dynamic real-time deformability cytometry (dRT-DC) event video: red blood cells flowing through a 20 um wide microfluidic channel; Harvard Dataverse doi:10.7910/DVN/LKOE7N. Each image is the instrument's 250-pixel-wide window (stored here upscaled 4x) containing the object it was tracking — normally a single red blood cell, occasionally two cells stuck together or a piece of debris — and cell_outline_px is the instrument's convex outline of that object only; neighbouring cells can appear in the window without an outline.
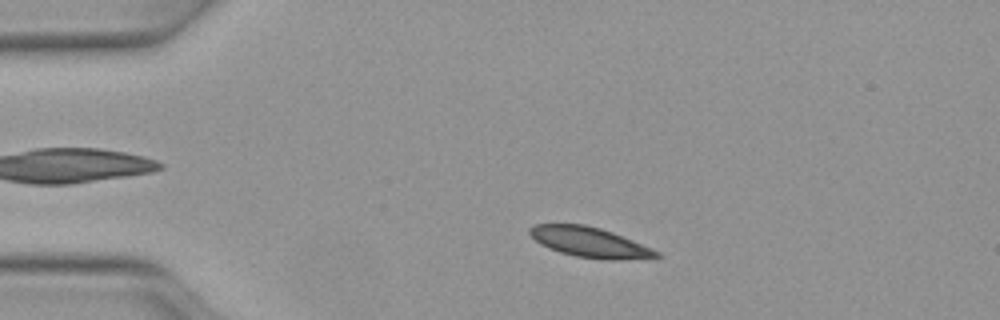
{"species": "Egyptian fruit bat (a non-hibernating species)", "species_latin": "Rousettus aegyptiacus", "temperature_condition": "warm", "stored_images_in_passage": 46, "camera_frame_rate_fps": 3000, "um_per_image_px": 0.085, "animal": {"sex": "female"}, "frame": {"image": 1, "passage_image": 7, "time_ms": 2.0, "image_size_px": [1000, 320], "cell_outline_px": [[664, 256], [616, 260], [600, 260], [576, 256], [560, 252], [548, 248], [540, 244], [528, 232], [528, 228], [536, 224], [584, 224], [600, 228], [612, 232], [652, 248], [660, 252]], "centroid_in_image_um": [50.12, 20.59], "position_along_channel_um": 34.9, "area_um2": 22.2}}
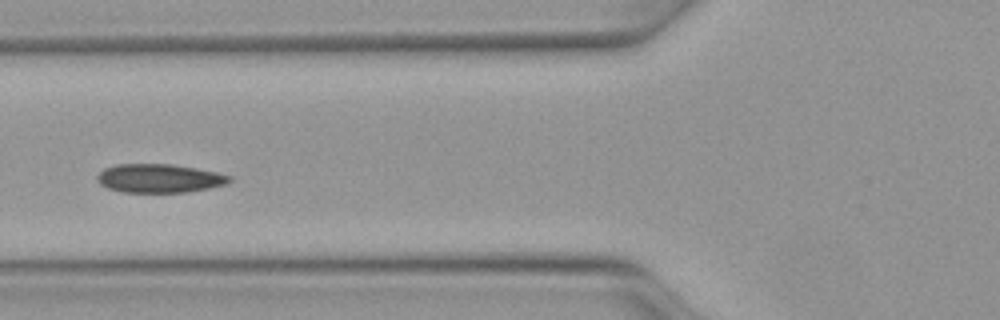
{"frame": {"image": 2, "passage_image": 16, "time_ms": 5.0, "image_size_px": [1000, 320], "cell_outline_px": [[232, 180], [224, 184], [208, 188], [188, 192], [124, 192], [108, 188], [100, 184], [96, 180], [96, 176], [104, 168], [116, 164], [168, 164], [216, 172], [232, 176]], "centroid_in_image_um": [13.5, 15.16], "position_along_channel_um": 112.3, "area_um2": 21.91}}
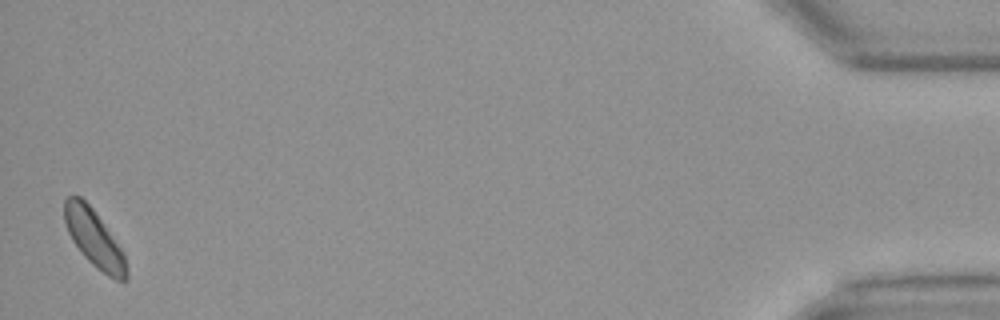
{"frame": {"image": 3, "passage_image": 46, "time_ms": 15.0, "image_size_px": [1000, 320], "cell_outline_px": [[128, 280], [116, 280], [108, 276], [92, 264], [84, 256], [72, 240], [68, 232], [64, 220], [64, 200], [68, 196], [80, 196], [92, 208], [124, 252], [128, 268]], "centroid_in_image_um": [8.02, 20.29], "position_along_channel_um": 427.2, "area_um2": 20.52}, "authors_computed_cell_mechanics": {"area_um2": 21.5883, "velocity_mm_per_s": 4.0593, "shape_relaxation_time_tau1_ms": 4.7556, "shape_relaxation_time_tau2_ms": 6.3745, "deformation_change_tau1": 0.1036, "deformation_change_tau2": 0.0825}}